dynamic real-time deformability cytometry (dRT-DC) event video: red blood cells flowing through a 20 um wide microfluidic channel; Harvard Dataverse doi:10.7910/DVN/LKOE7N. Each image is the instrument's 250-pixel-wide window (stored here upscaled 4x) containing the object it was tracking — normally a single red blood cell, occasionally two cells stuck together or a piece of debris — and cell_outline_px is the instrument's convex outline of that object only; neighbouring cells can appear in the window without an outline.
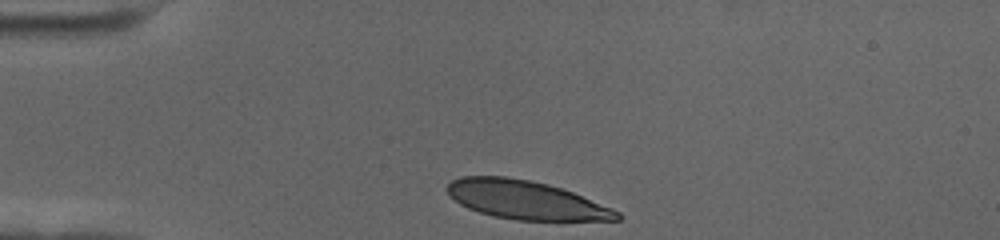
{"species": "human", "species_latin": "Homo sapiens", "temperature_condition": "cold", "stored_images_in_passage": 35, "camera_frame_rate_fps": 3000, "um_per_image_px": 0.085, "donor": {"sex": "female"}, "frame": {"image": 1, "passage_image": 1, "time_ms": 0.0, "image_size_px": [1000, 240], "cell_outline_px": [[624, 216], [620, 220], [516, 220], [492, 216], [468, 208], [460, 204], [444, 188], [452, 180], [460, 176], [504, 176], [528, 180], [548, 184], [572, 192], [612, 208], [620, 212]], "centroid_in_image_um": [44.69, 17.0], "position_along_channel_um": 40.3, "area_um2": 37.97}}
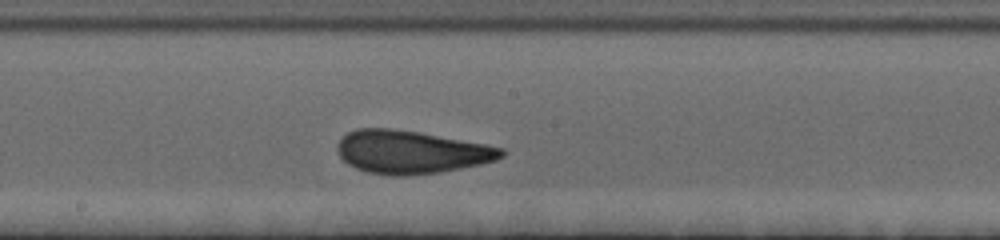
{"frame": {"image": 2, "passage_image": 19, "time_ms": 6.0, "image_size_px": [1000, 240], "cell_outline_px": [[504, 156], [496, 160], [480, 164], [440, 172], [404, 176], [392, 176], [368, 172], [356, 168], [348, 164], [340, 156], [336, 148], [336, 144], [348, 132], [356, 128], [392, 128], [416, 132], [484, 144], [504, 148]], "centroid_in_image_um": [34.91, 12.93], "position_along_channel_um": 213.3, "area_um2": 40.86}}
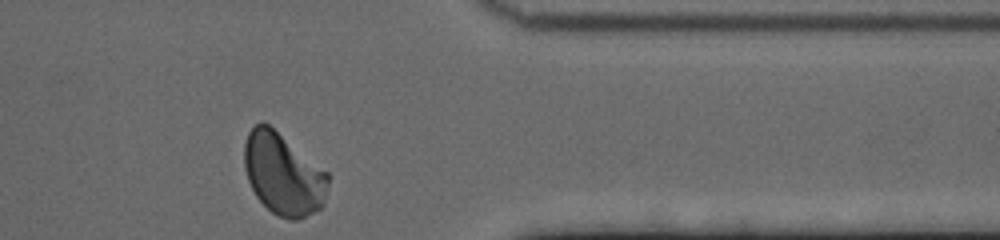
{"frame": {"image": 3, "passage_image": 35, "time_ms": 11.333, "image_size_px": [1000, 240], "cell_outline_px": [[328, 184], [324, 204], [320, 208], [296, 220], [288, 220], [272, 212], [256, 196], [248, 180], [244, 168], [244, 144], [248, 132], [256, 124], [268, 124], [328, 172]], "centroid_in_image_um": [24.07, 14.81], "position_along_channel_um": 387.3, "area_um2": 39.54}, "authors_computed_cell_mechanics": {"area_um2": 39.9398, "velocity_mm_per_s": 3.4867, "shape_relaxation_time_tau1_ms": 6.5708, "shape_relaxation_time_tau2_ms": null, "deformation_change_tau1": 0.1841, "deformation_change_tau2": null}}